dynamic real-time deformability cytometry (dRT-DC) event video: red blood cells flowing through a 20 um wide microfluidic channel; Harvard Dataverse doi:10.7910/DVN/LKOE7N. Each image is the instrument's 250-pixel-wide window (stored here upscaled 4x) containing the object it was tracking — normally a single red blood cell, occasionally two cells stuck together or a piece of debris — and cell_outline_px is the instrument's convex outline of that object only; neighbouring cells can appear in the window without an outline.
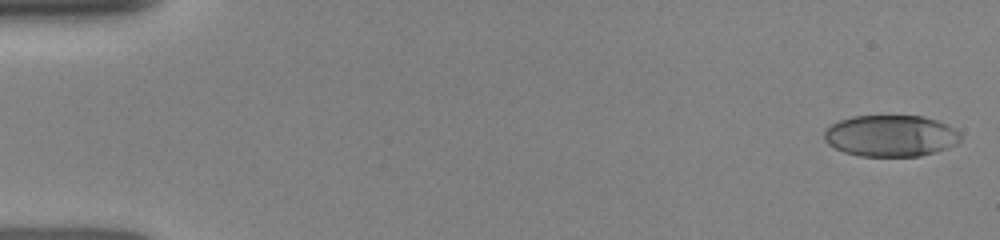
{"species": "human", "species_latin": "Homo sapiens", "temperature_condition": "room temperature", "stored_images_in_passage": 49, "camera_frame_rate_fps": 3000, "um_per_image_px": 0.085, "donor": {"sex": "female"}, "frame": {"image": 1, "passage_image": 1, "time_ms": 0.0, "image_size_px": [1000, 240], "cell_outline_px": [[960, 140], [956, 144], [948, 148], [920, 156], [860, 156], [844, 152], [828, 144], [824, 140], [824, 132], [832, 124], [840, 120], [852, 116], [920, 116], [936, 120], [948, 124], [960, 132]], "centroid_in_image_um": [75.72, 11.54], "position_along_channel_um": 9.3, "area_um2": 32.95}}
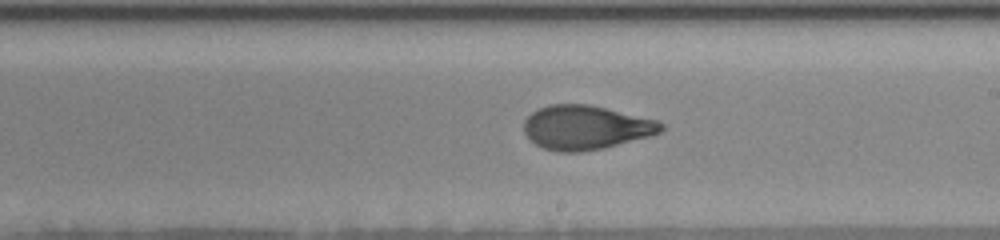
{"frame": {"image": 2, "passage_image": 29, "time_ms": 9.0, "image_size_px": [1000, 240], "cell_outline_px": [[664, 128], [660, 132], [652, 136], [604, 148], [580, 152], [560, 152], [544, 148], [536, 144], [524, 132], [524, 120], [532, 112], [548, 104], [588, 104], [656, 120], [664, 124]], "centroid_in_image_um": [49.8, 10.84], "position_along_channel_um": 239.2, "area_um2": 35.14}}
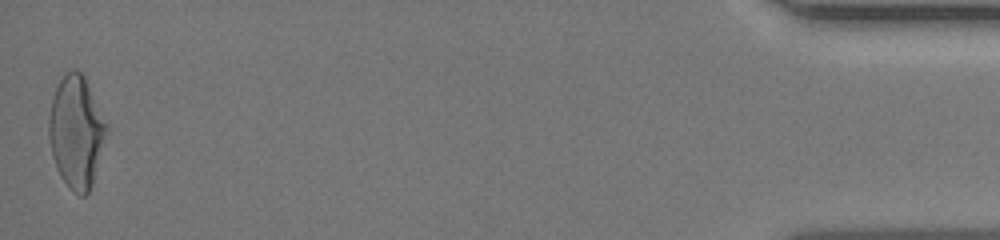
{"frame": {"image": 3, "passage_image": 49, "time_ms": 15.667, "image_size_px": [1000, 240], "cell_outline_px": [[108, 132], [88, 192], [84, 196], [80, 196], [60, 176], [56, 168], [52, 156], [48, 136], [48, 120], [52, 100], [56, 88], [60, 80], [68, 72], [76, 68], [84, 76], [108, 128]], "centroid_in_image_um": [6.46, 11.19], "position_along_channel_um": 428.7, "area_um2": 36.82}}